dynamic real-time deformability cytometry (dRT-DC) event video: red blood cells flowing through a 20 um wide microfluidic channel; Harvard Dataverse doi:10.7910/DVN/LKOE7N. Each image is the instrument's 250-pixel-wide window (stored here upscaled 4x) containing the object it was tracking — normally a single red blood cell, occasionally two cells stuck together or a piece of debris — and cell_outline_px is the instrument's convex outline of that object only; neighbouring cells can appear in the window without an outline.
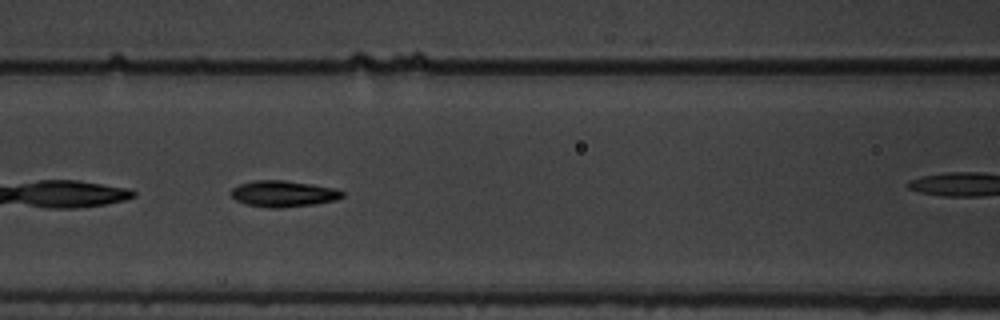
{"species": "common noctule bat (a hibernating species)", "species_latin": "Nyctalus noctula", "temperature_condition": "warm", "stored_images_in_passage": 40, "camera_frame_rate_fps": 3000, "um_per_image_px": 0.085, "animal": {"sex": "male", "body_mass_g": 19.5, "forearm_length_mm": 54.6}, "frame": {"image": 1, "passage_image": 7, "time_ms": 2.0, "image_size_px": [1000, 320], "cell_outline_px": [[344, 196], [336, 200], [316, 204], [280, 208], [272, 208], [244, 204], [236, 200], [232, 196], [232, 188], [240, 184], [256, 180], [284, 180], [336, 188], [344, 192]], "centroid_in_image_um": [24.11, 16.47], "position_along_channel_um": 142.5, "area_um2": 16.99}, "authors_computed_cell_mechanics": {"area_um2": 16.0684, "velocity_mm_per_s": 3.5355, "shape_relaxation_time_tau1_ms": 2.2303, "shape_relaxation_time_tau2_ms": 2.8679, "deformation_change_tau1": 0.1389, "deformation_change_tau2": 0.0865}}